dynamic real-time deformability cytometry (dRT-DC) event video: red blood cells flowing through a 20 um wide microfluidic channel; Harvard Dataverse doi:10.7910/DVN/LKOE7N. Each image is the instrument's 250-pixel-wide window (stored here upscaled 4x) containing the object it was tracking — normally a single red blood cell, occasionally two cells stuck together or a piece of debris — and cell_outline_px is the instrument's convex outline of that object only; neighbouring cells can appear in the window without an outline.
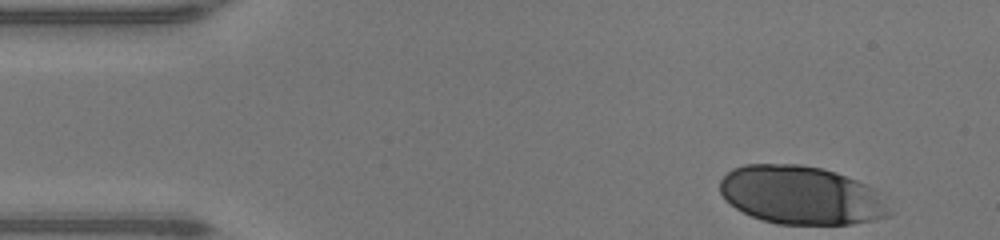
{"species": "human", "species_latin": "Homo sapiens", "temperature_condition": "warm", "stored_images_in_passage": 14, "camera_frame_rate_fps": 3000, "um_per_image_px": 0.085, "donor": {"sex": "male"}, "frame": {"image": 1, "passage_image": 1, "time_ms": 0.0, "image_size_px": [1000, 240], "cell_outline_px": [[892, 212], [888, 216], [872, 220], [852, 224], [776, 224], [752, 216], [736, 208], [724, 200], [720, 192], [720, 180], [732, 168], [744, 164], [800, 164], [824, 168], [836, 172], [856, 180], [872, 188]], "centroid_in_image_um": [68.04, 16.58], "position_along_channel_um": 17.0, "area_um2": 57.51}}
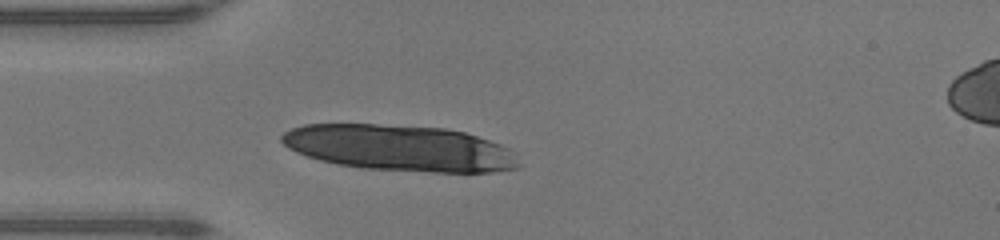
{"frame": {"image": 2, "passage_image": 10, "time_ms": 3.0, "image_size_px": [1000, 240], "cell_outline_px": [[524, 164], [516, 168], [492, 172], [432, 172], [360, 168], [336, 164], [320, 160], [296, 152], [288, 148], [280, 140], [280, 136], [284, 132], [292, 128], [304, 124], [376, 124], [444, 128], [464, 132], [500, 144], [508, 148]], "centroid_in_image_um": [33.97, 12.58], "position_along_channel_um": 51.0, "area_um2": 63.75}}